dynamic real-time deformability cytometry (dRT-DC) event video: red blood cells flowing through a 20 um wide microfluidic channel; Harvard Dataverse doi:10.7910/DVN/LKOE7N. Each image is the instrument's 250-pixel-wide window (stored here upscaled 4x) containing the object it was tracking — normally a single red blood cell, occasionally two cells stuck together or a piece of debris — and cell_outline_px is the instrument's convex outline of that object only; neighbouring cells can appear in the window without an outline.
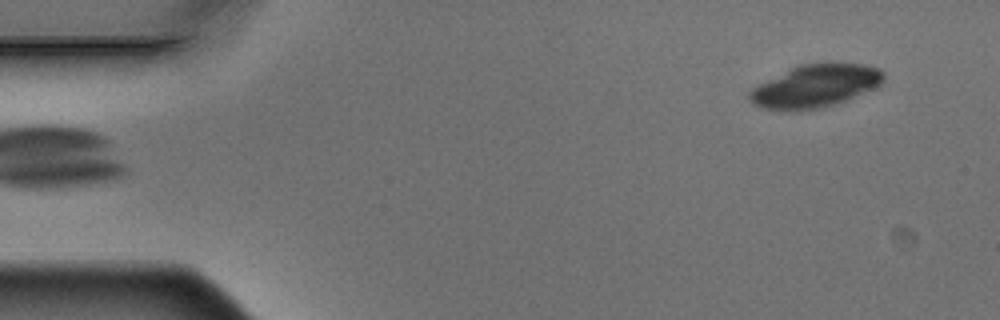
{"species": "Egyptian fruit bat (a non-hibernating species)", "species_latin": "Rousettus aegyptiacus", "temperature_condition": "warm", "stored_images_in_passage": 6, "camera_frame_rate_fps": 3000, "um_per_image_px": 0.085, "animal": {"sex": "male"}, "frame": {"image": 1, "passage_image": 6, "time_ms": 1.667, "image_size_px": [1000, 320], "cell_outline_px": [[884, 80], [876, 88], [844, 100], [832, 104], [816, 108], [796, 112], [788, 112], [764, 108], [752, 104], [748, 100], [748, 92], [752, 88], [800, 64], [864, 64], [880, 68], [884, 72]], "centroid_in_image_um": [69.29, 7.34], "position_along_channel_um": 15.7, "area_um2": 33.06}}